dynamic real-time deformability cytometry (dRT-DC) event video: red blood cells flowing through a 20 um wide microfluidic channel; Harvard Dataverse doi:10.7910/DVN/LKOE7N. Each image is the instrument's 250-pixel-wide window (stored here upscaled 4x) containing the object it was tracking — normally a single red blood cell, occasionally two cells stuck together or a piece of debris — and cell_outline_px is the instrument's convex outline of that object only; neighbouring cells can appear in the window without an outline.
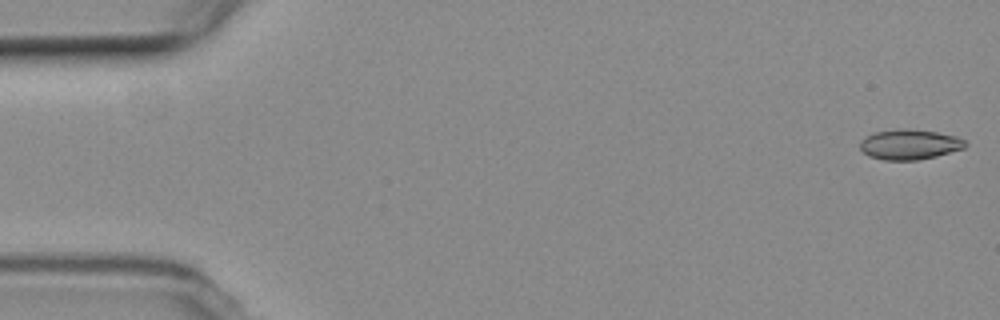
{"species": "common noctule bat (a hibernating species)", "species_latin": "Nyctalus noctula", "temperature_condition": "room temperature", "stored_images_in_passage": 11, "camera_frame_rate_fps": 3000, "um_per_image_px": 0.085, "animal": {"sex": "female", "body_mass_g": 19.3, "forearm_length_mm": 54.1}, "frame": {"image": 1, "passage_image": 1, "time_ms": 0.0, "image_size_px": [1000, 320], "cell_outline_px": [[968, 144], [964, 148], [936, 156], [916, 160], [884, 160], [868, 156], [860, 148], [860, 140], [876, 132], [904, 128], [936, 132], [956, 136], [964, 140]], "centroid_in_image_um": [77.31, 12.28], "position_along_channel_um": 7.7, "area_um2": 18.32}}
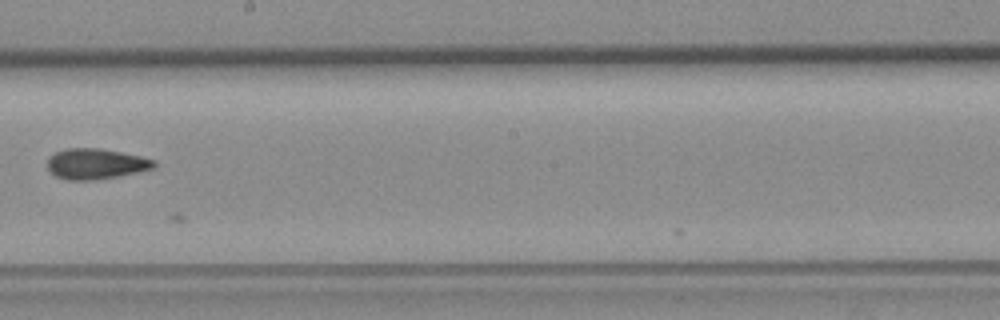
{"frame": {"image": 2, "passage_image": 9, "time_ms": 10.0, "image_size_px": [1000, 320], "cell_outline_px": [[156, 168], [116, 176], [92, 180], [64, 180], [56, 176], [48, 168], [48, 156], [56, 152], [68, 148], [100, 148], [140, 156], [156, 160]], "centroid_in_image_um": [8.14, 13.92], "position_along_channel_um": 240.1, "area_um2": 18.9}}